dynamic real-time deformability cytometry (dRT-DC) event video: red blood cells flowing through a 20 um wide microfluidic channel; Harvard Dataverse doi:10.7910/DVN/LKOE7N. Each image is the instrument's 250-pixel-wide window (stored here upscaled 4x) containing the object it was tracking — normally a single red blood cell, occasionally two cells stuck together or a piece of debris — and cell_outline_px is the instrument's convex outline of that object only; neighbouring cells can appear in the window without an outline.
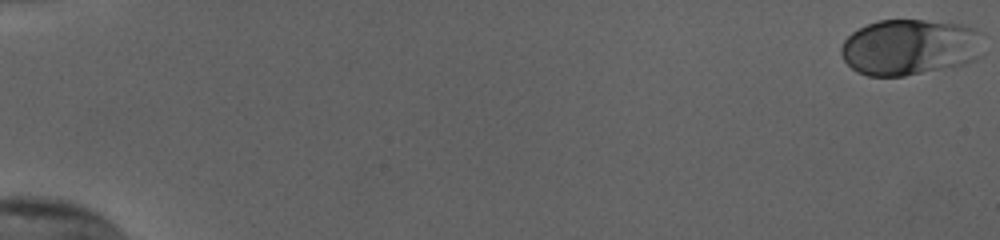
{"species": "human", "species_latin": "Homo sapiens", "temperature_condition": "cold", "stored_images_in_passage": 48, "camera_frame_rate_fps": 3000, "um_per_image_px": 0.085, "donor": {"sex": "female"}, "frame": {"image": 1, "passage_image": 1, "time_ms": 0.0, "image_size_px": [1000, 240], "cell_outline_px": [[980, 32], [976, 60], [964, 64], [904, 76], [868, 76], [856, 72], [844, 60], [840, 52], [840, 48], [844, 40], [852, 32], [868, 24], [880, 20], [924, 20], [964, 24], [976, 28]], "centroid_in_image_um": [77.28, 4.0], "position_along_channel_um": 7.7, "area_um2": 46.24}}
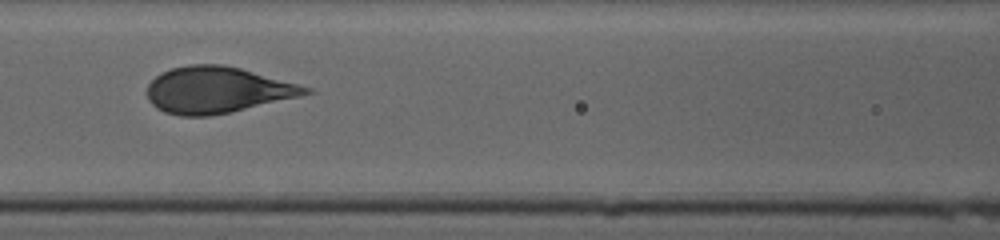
{"frame": {"image": 2, "passage_image": 27, "time_ms": 8.667, "image_size_px": [1000, 240], "cell_outline_px": [[316, 92], [300, 96], [232, 112], [208, 116], [180, 116], [164, 112], [156, 108], [148, 100], [148, 84], [160, 72], [172, 68], [188, 64], [224, 64], [240, 68], [312, 88]], "centroid_in_image_um": [18.44, 7.65], "position_along_channel_um": 148.2, "area_um2": 42.83}}
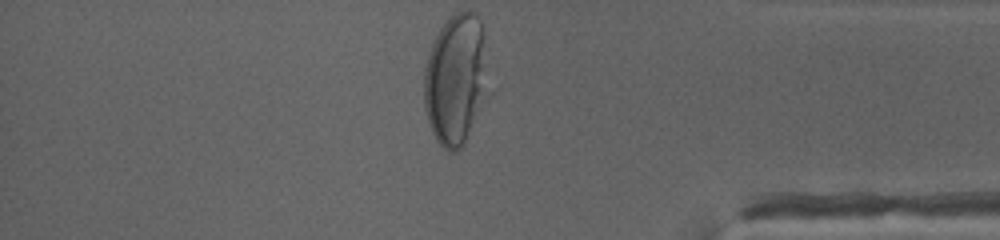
{"frame": {"image": 3, "passage_image": 48, "time_ms": 15.667, "image_size_px": [1000, 240], "cell_outline_px": [[484, 36], [480, 68], [472, 116], [464, 144], [456, 152], [448, 152], [436, 140], [432, 132], [424, 108], [424, 68], [432, 44], [440, 28], [456, 12], [476, 12], [480, 20], [484, 32]], "centroid_in_image_um": [38.54, 6.69], "position_along_channel_um": 396.7, "area_um2": 44.62}, "authors_computed_cell_mechanics": {"area_um2": 43.0321, "velocity_mm_per_s": 3.7998, "shape_relaxation_time_tau1_ms": 3.0341, "shape_relaxation_time_tau2_ms": null, "deformation_change_tau1": 0.1601, "deformation_change_tau2": null}}